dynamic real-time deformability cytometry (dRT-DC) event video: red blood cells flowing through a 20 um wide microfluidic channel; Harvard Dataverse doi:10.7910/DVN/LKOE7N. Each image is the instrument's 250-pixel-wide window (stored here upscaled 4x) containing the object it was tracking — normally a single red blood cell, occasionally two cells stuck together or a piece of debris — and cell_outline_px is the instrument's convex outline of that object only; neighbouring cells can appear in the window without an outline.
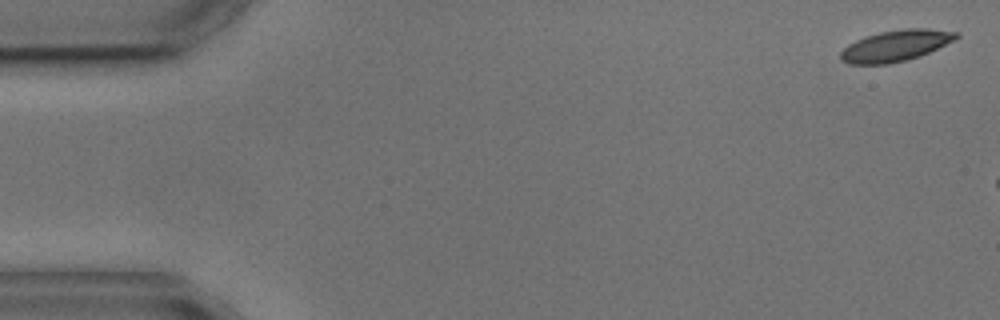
{"species": "common noctule bat (a hibernating species)", "species_latin": "Nyctalus noctula", "temperature_condition": "cold", "stored_images_in_passage": 2, "camera_frame_rate_fps": 3000, "um_per_image_px": 0.085, "animal": {"sex": "male", "body_mass_g": 17.9, "forearm_length_mm": 54.2}, "frame": {"image": 1, "passage_image": 1, "time_ms": 0.0, "image_size_px": [1000, 320], "cell_outline_px": [[960, 36], [956, 40], [920, 56], [888, 64], [848, 64], [840, 60], [840, 52], [848, 44], [856, 40], [880, 32], [904, 28], [928, 28], [960, 32]], "centroid_in_image_um": [76.16, 3.88], "position_along_channel_um": 8.8, "area_um2": 21.1}}